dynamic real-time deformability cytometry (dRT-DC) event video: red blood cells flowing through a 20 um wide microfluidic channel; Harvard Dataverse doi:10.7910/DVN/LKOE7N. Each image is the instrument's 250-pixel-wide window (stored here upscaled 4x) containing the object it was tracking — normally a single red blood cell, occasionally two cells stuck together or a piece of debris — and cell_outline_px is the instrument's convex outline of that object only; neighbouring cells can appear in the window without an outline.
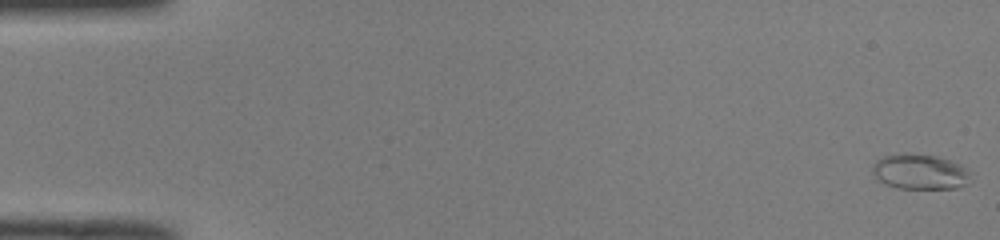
{"species": "common noctule bat (a hibernating species)", "species_latin": "Nyctalus noctula", "temperature_condition": "room temperature", "stored_images_in_passage": 51, "camera_frame_rate_fps": 3000, "um_per_image_px": 0.085, "animal": {"sex": "male", "body_mass_g": 19.0, "forearm_length_mm": 50.8}, "frame": {"image": 1, "passage_image": 1, "time_ms": 0.0, "image_size_px": [1000, 240], "cell_outline_px": [[972, 180], [968, 184], [956, 188], [896, 188], [884, 184], [876, 180], [872, 172], [872, 164], [876, 160], [884, 156], [904, 152], [908, 152], [936, 156], [960, 164], [968, 172]], "centroid_in_image_um": [78.15, 14.6], "position_along_channel_um": 6.9, "area_um2": 20.46}}
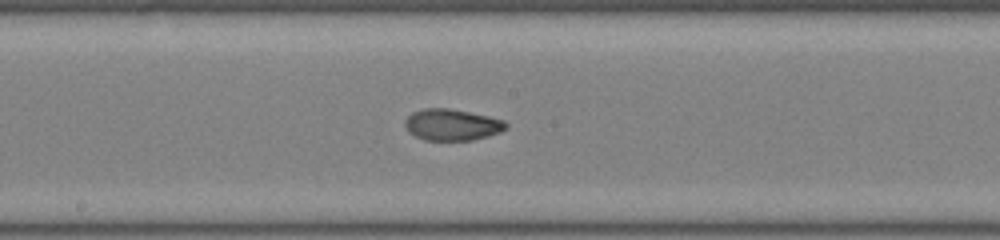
{"frame": {"image": 2, "passage_image": 28, "time_ms": 9.0, "image_size_px": [1000, 240], "cell_outline_px": [[508, 128], [500, 132], [488, 136], [472, 140], [424, 140], [408, 132], [404, 124], [404, 120], [412, 112], [424, 108], [448, 108], [488, 116], [504, 120], [508, 124]], "centroid_in_image_um": [38.41, 10.6], "position_along_channel_um": 209.8, "area_um2": 18.55}}
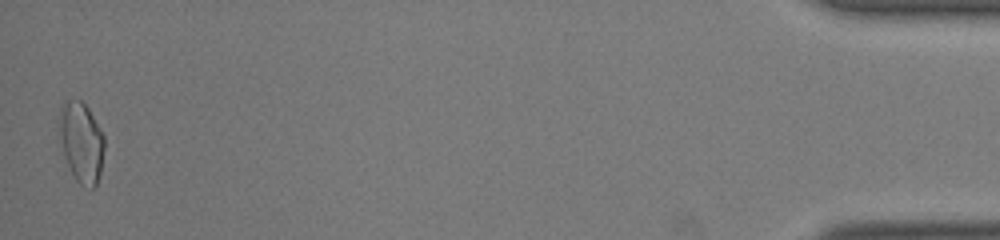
{"frame": {"image": 3, "passage_image": 51, "time_ms": 16.667, "image_size_px": [1000, 240], "cell_outline_px": [[104, 148], [100, 172], [96, 184], [92, 188], [80, 184], [76, 180], [68, 164], [60, 140], [60, 108], [68, 100], [80, 100], [88, 108], [100, 128], [104, 136]], "centroid_in_image_um": [6.93, 12.08], "position_along_channel_um": 428.3, "area_um2": 20.52}, "authors_computed_cell_mechanics": {"area_um2": 19.1318, "velocity_mm_per_s": 4.0187, "shape_relaxation_time_tau1_ms": null, "shape_relaxation_time_tau2_ms": 1.1539, "deformation_change_tau1": null, "deformation_change_tau2": 0.052}}